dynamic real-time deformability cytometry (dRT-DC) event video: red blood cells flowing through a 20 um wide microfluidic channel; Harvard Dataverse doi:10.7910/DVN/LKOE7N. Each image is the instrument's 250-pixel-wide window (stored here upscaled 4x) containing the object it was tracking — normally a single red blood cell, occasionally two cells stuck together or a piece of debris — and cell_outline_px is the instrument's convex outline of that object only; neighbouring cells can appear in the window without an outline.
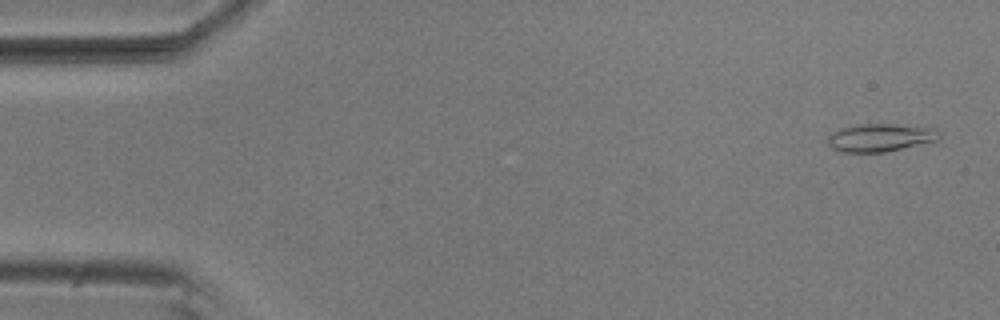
{"species": "common noctule bat (a hibernating species)", "species_latin": "Nyctalus noctula", "temperature_condition": "room temperature", "stored_images_in_passage": 54, "camera_frame_rate_fps": 3000, "um_per_image_px": 0.085, "animal": {"sex": "male", "body_mass_g": 20.5, "forearm_length_mm": 52.5}, "frame": {"image": 1, "passage_image": 2, "time_ms": 0.333, "image_size_px": [1000, 320], "cell_outline_px": [[940, 136], [936, 140], [884, 152], [840, 152], [832, 148], [828, 144], [828, 136], [832, 132], [840, 128], [860, 124], [888, 124], [936, 128], [940, 132]], "centroid_in_image_um": [74.78, 11.69], "position_along_channel_um": 10.2, "area_um2": 17.92}}
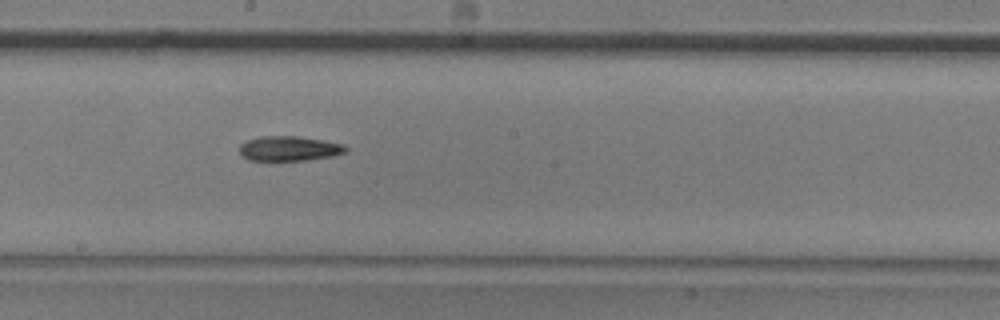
{"frame": {"image": 2, "passage_image": 29, "time_ms": 9.333, "image_size_px": [1000, 320], "cell_outline_px": [[348, 152], [332, 156], [308, 160], [248, 160], [240, 152], [240, 144], [248, 140], [260, 136], [300, 136], [324, 140], [344, 144], [348, 148]], "centroid_in_image_um": [24.63, 12.61], "position_along_channel_um": 223.6, "area_um2": 15.43}}
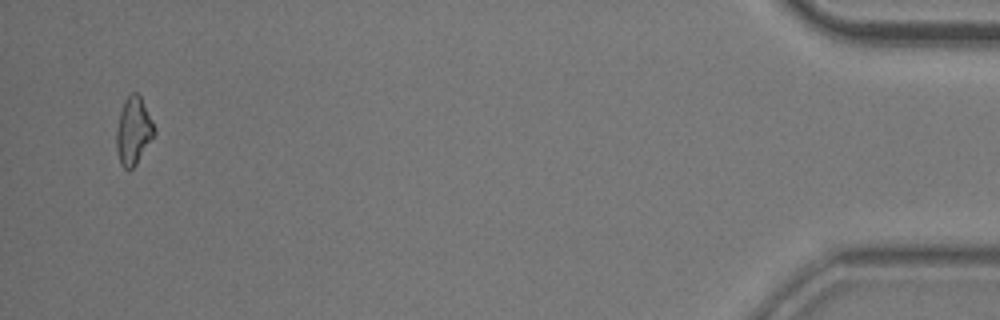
{"frame": {"image": 3, "passage_image": 52, "time_ms": 17.0, "image_size_px": [1000, 320], "cell_outline_px": [[156, 132], [136, 164], [132, 168], [124, 168], [120, 164], [116, 148], [116, 132], [120, 112], [124, 100], [132, 92], [136, 92], [140, 96], [156, 128]], "centroid_in_image_um": [11.34, 11.12], "position_along_channel_um": 423.9, "area_um2": 14.74}, "authors_computed_cell_mechanics": {"area_um2": 15.5193, "velocity_mm_per_s": 3.7222, "shape_relaxation_time_tau1_ms": 9.7069, "shape_relaxation_time_tau2_ms": 5.5795, "deformation_change_tau1": 0.1851, "deformation_change_tau2": 0.1594}}